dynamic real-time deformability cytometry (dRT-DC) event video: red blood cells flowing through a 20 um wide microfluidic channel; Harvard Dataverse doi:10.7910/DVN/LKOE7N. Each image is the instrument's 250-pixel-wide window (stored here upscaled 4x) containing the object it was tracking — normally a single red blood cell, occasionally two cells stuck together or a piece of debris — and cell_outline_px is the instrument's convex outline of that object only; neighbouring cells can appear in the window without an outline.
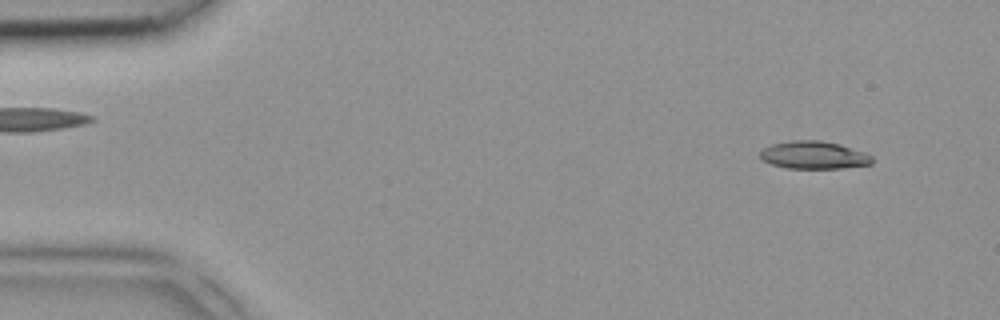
{"species": "common noctule bat (a hibernating species)", "species_latin": "Nyctalus noctula", "temperature_condition": "room temperature", "stored_images_in_passage": 3, "segment_of_instrument_passage": [2, 2], "camera_frame_rate_fps": 3000, "um_per_image_px": 0.085, "animal": {"sex": "female", "body_mass_g": 18.4}, "frame": {"image": 1, "passage_image": 3, "time_ms": 0.667, "image_size_px": [1000, 320], "cell_outline_px": [[872, 164], [844, 168], [788, 168], [772, 164], [764, 160], [760, 156], [760, 152], [764, 148], [772, 144], [792, 140], [820, 140], [840, 144], [864, 152], [872, 156]], "centroid_in_image_um": [69.2, 13.18], "position_along_channel_um": 15.8, "area_um2": 17.98}}